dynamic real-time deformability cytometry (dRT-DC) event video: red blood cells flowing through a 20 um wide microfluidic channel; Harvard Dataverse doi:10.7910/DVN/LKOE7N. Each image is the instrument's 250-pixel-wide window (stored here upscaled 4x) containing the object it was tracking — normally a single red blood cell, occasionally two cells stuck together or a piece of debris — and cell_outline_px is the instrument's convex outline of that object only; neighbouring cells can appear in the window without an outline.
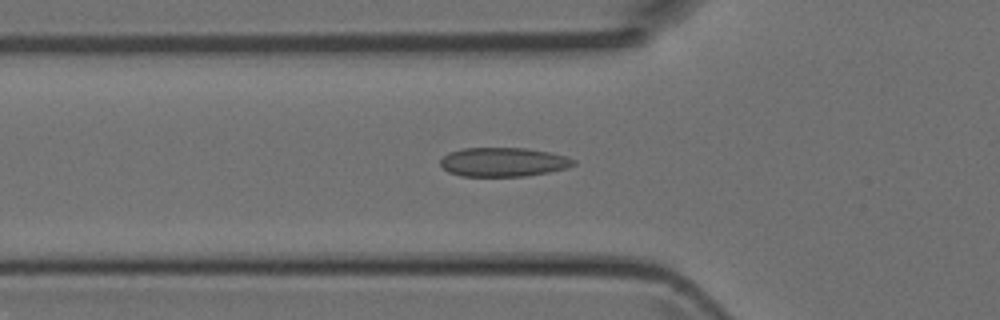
{"species": "Egyptian fruit bat (a non-hibernating species)", "species_latin": "Rousettus aegyptiacus", "temperature_condition": "room temperature", "stored_images_in_passage": 46, "camera_frame_rate_fps": 3000, "um_per_image_px": 0.085, "animal": {"sex": "female"}, "frame": {"image": 1, "passage_image": 15, "time_ms": 4.667, "image_size_px": [1000, 320], "cell_outline_px": [[576, 164], [568, 168], [548, 172], [524, 176], [460, 176], [448, 172], [440, 164], [440, 160], [448, 152], [464, 148], [524, 148], [548, 152], [568, 156], [576, 160]], "centroid_in_image_um": [42.79, 13.77], "position_along_channel_um": 83.0, "area_um2": 22.6}}
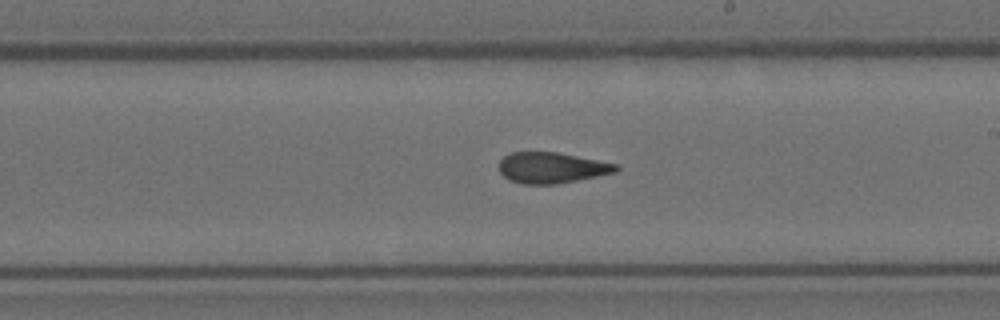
{"frame": {"image": 2, "passage_image": 26, "time_ms": 8.333, "image_size_px": [1000, 320], "cell_outline_px": [[620, 168], [616, 172], [556, 184], [520, 184], [508, 180], [500, 172], [500, 160], [504, 156], [512, 152], [556, 152], [620, 164]], "centroid_in_image_um": [46.9, 14.26], "position_along_channel_um": 242.1, "area_um2": 21.04}}
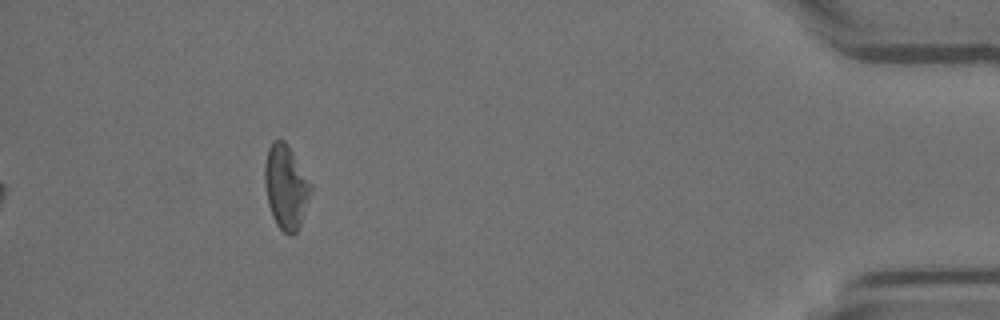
{"frame": {"image": 3, "passage_image": 42, "time_ms": 13.667, "image_size_px": [1000, 320], "cell_outline_px": [[312, 188], [300, 224], [296, 232], [292, 236], [288, 236], [276, 224], [272, 216], [268, 204], [264, 184], [264, 164], [268, 148], [272, 140], [284, 140], [288, 144], [312, 184]], "centroid_in_image_um": [24.28, 15.87], "position_along_channel_um": 410.9, "area_um2": 22.66}}